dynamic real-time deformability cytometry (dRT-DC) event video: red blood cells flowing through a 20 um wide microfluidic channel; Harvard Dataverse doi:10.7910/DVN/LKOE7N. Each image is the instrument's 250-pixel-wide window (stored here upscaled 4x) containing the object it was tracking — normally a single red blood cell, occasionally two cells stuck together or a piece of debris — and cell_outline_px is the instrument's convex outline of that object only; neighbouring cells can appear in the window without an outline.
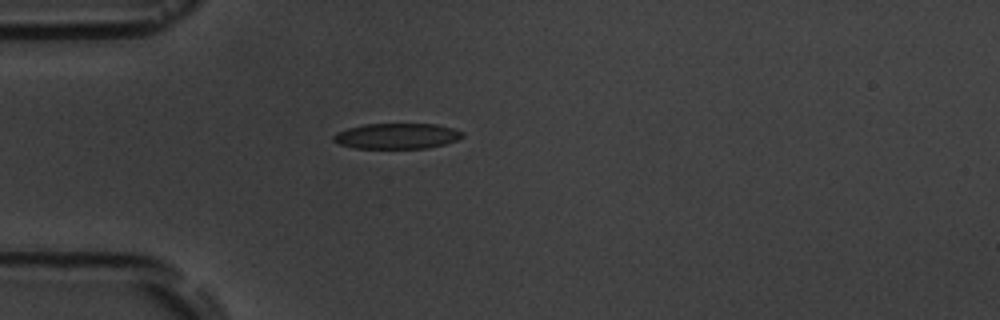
{"species": "common noctule bat (a hibernating species)", "species_latin": "Nyctalus noctula", "temperature_condition": "room temperature", "stored_images_in_passage": 5, "camera_frame_rate_fps": 3000, "um_per_image_px": 0.085, "animal": {"sex": "male", "body_mass_g": 19.5, "forearm_length_mm": 54.6}, "frame": {"image": 1, "passage_image": 5, "time_ms": 4.667, "image_size_px": [1000, 320], "cell_outline_px": [[464, 136], [456, 140], [444, 144], [428, 148], [352, 148], [340, 144], [332, 140], [332, 136], [336, 132], [348, 128], [364, 124], [436, 124], [452, 128], [464, 132]], "centroid_in_image_um": [33.71, 11.56], "position_along_channel_um": 51.3, "area_um2": 19.25}}